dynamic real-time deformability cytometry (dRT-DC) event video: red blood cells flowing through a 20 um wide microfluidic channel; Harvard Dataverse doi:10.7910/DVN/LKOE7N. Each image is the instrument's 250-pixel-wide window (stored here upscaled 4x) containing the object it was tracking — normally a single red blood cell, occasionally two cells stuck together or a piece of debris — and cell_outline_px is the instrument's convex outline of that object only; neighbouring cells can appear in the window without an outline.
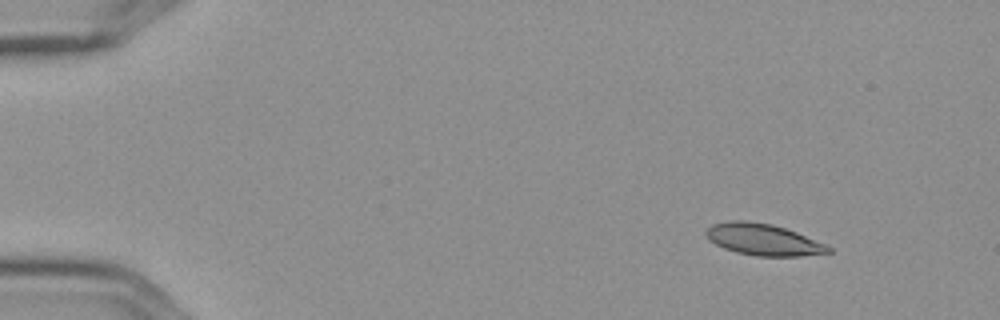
{"species": "Egyptian fruit bat (a non-hibernating species)", "species_latin": "Rousettus aegyptiacus", "temperature_condition": "cold", "stored_images_in_passage": 14, "camera_frame_rate_fps": 3000, "um_per_image_px": 0.085, "frame": {"image": 1, "passage_image": 1, "time_ms": 0.0, "image_size_px": [1000, 320], "cell_outline_px": [[832, 252], [800, 256], [756, 256], [736, 252], [724, 248], [708, 240], [704, 236], [704, 232], [712, 224], [728, 220], [744, 220], [772, 224], [796, 232], [828, 244], [832, 248]], "centroid_in_image_um": [64.86, 20.36], "position_along_channel_um": 20.1, "area_um2": 22.72}}
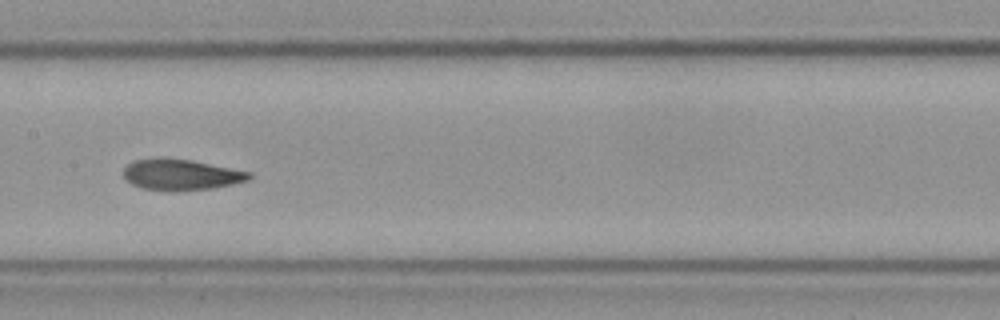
{"frame": {"image": 2, "passage_image": 7, "time_ms": 2.0, "image_size_px": [1000, 320], "cell_outline_px": [[252, 176], [248, 180], [232, 184], [212, 188], [168, 192], [144, 188], [132, 184], [124, 180], [124, 168], [132, 160], [156, 156], [168, 156], [192, 160], [252, 172]], "centroid_in_image_um": [15.34, 14.82], "position_along_channel_um": 192.1, "area_um2": 23.29}}
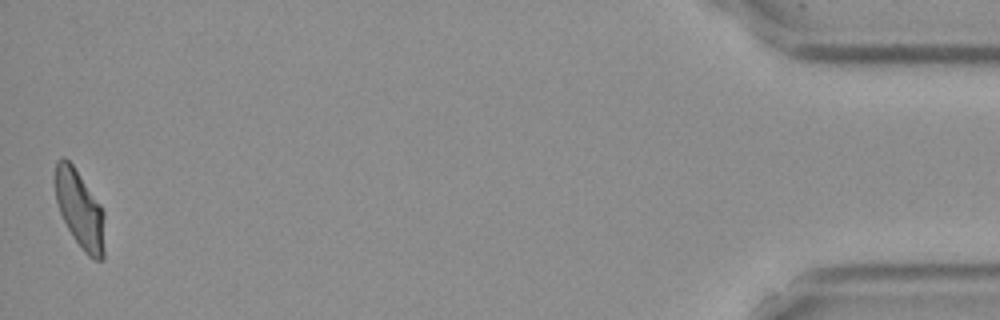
{"frame": {"image": 3, "passage_image": 14, "time_ms": 4.333, "image_size_px": [1000, 320], "cell_outline_px": [[104, 260], [96, 260], [88, 256], [80, 248], [72, 236], [60, 212], [56, 200], [56, 160], [60, 156], [64, 156], [72, 164], [100, 204], [104, 212]], "centroid_in_image_um": [6.8, 17.83], "position_along_channel_um": 428.4, "area_um2": 22.31}}